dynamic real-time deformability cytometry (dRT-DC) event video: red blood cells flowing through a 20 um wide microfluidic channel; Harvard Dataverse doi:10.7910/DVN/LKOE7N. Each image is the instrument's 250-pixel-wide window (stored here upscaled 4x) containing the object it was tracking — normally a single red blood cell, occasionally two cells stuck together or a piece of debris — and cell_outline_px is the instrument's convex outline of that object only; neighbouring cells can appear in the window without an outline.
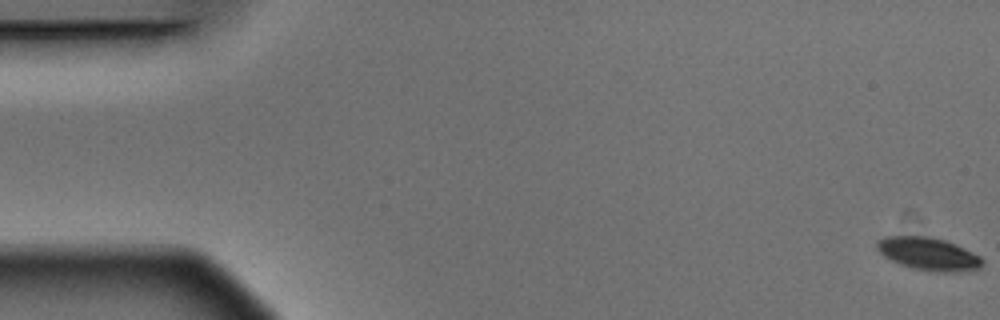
{"species": "Egyptian fruit bat (a non-hibernating species)", "species_latin": "Rousettus aegyptiacus", "temperature_condition": "warm", "stored_images_in_passage": 5, "camera_frame_rate_fps": 3000, "um_per_image_px": 0.085, "animal": {"sex": "male"}, "frame": {"image": 1, "passage_image": 1, "time_ms": 0.0, "image_size_px": [1000, 320], "cell_outline_px": [[984, 264], [980, 268], [960, 272], [936, 272], [912, 268], [900, 264], [884, 256], [876, 248], [876, 244], [884, 236], [928, 236], [944, 240], [956, 244], [980, 256], [984, 260]], "centroid_in_image_um": [78.95, 21.59], "position_along_channel_um": 6.0, "area_um2": 20.17}}
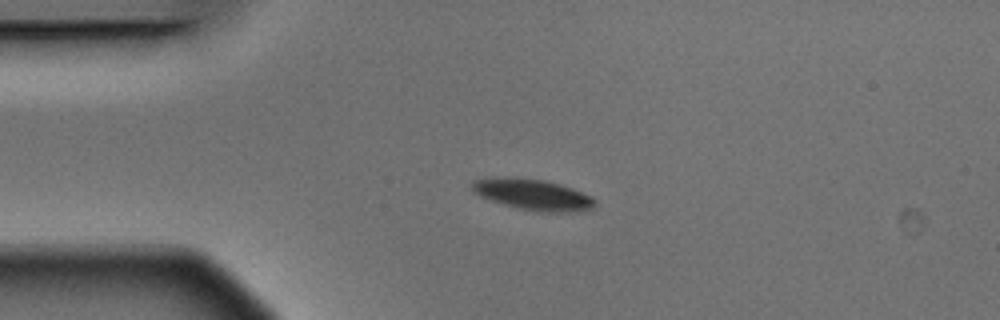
{"frame": {"image": 2, "passage_image": 4, "time_ms": 1.0, "image_size_px": [1000, 320], "cell_outline_px": [[596, 204], [592, 208], [584, 212], [536, 212], [504, 204], [480, 196], [472, 192], [472, 180], [544, 180], [560, 184], [572, 188], [592, 196], [596, 200]], "centroid_in_image_um": [45.44, 16.61], "position_along_channel_um": 39.6, "area_um2": 21.33}}